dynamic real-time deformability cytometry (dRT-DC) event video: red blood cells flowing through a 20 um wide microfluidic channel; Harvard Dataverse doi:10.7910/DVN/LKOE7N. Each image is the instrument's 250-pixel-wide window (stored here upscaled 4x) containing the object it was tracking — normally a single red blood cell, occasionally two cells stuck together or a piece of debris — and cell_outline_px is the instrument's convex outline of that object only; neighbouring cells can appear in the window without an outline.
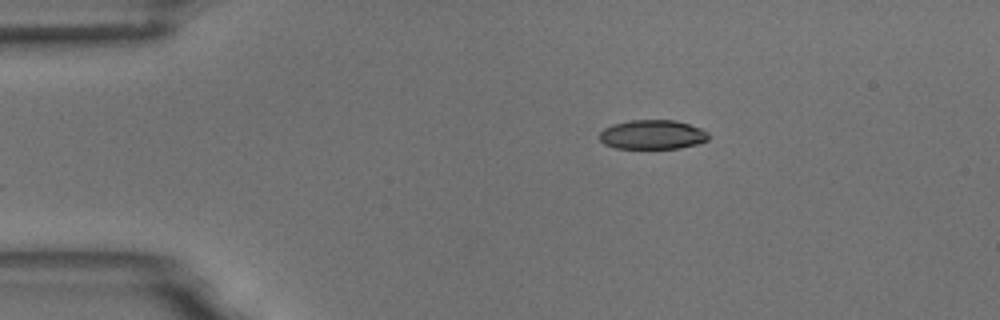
{"species": "common noctule bat (a hibernating species)", "species_latin": "Nyctalus noctula", "temperature_condition": "room temperature", "stored_images_in_passage": 2, "camera_frame_rate_fps": 3000, "um_per_image_px": 0.085, "animal": {"sex": "male", "body_mass_g": 18.8}, "frame": {"image": 1, "passage_image": 2, "time_ms": 2.0, "image_size_px": [1000, 320], "cell_outline_px": [[708, 140], [696, 144], [680, 148], [616, 148], [604, 144], [600, 140], [600, 132], [604, 128], [612, 124], [632, 120], [676, 120], [700, 128], [708, 132]], "centroid_in_image_um": [55.45, 11.44], "position_along_channel_um": 29.6, "area_um2": 18.55}}